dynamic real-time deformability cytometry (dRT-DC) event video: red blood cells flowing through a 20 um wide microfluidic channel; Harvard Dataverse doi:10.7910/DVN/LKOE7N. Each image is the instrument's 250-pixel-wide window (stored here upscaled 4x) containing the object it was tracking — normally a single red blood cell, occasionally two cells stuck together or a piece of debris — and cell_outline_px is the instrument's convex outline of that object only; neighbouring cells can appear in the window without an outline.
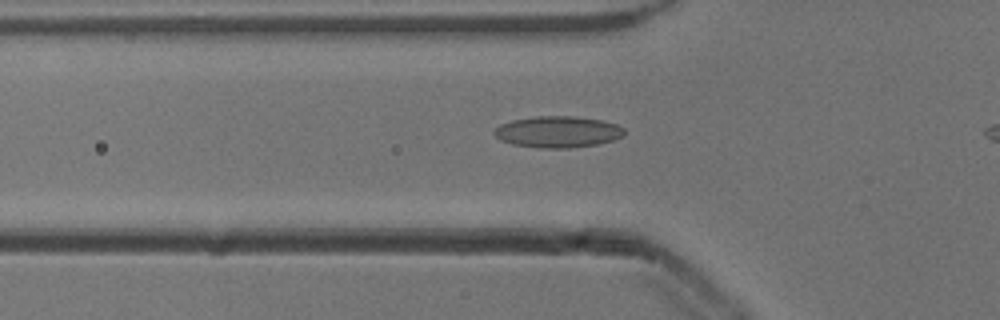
{"species": "common noctule bat (a hibernating species)", "species_latin": "Nyctalus noctula", "temperature_condition": "cold", "stored_images_in_passage": 34, "camera_frame_rate_fps": 3000, "um_per_image_px": 0.085, "animal": {"sex": "male", "body_mass_g": 13.3}, "frame": {"image": 1, "passage_image": 8, "time_ms": 2.333, "image_size_px": [1000, 320], "cell_outline_px": [[624, 136], [612, 140], [596, 144], [568, 148], [540, 148], [512, 144], [500, 140], [492, 132], [500, 124], [512, 120], [532, 116], [576, 116], [604, 120], [616, 124], [624, 128]], "centroid_in_image_um": [47.4, 11.19], "position_along_channel_um": 78.4, "area_um2": 23.93}}
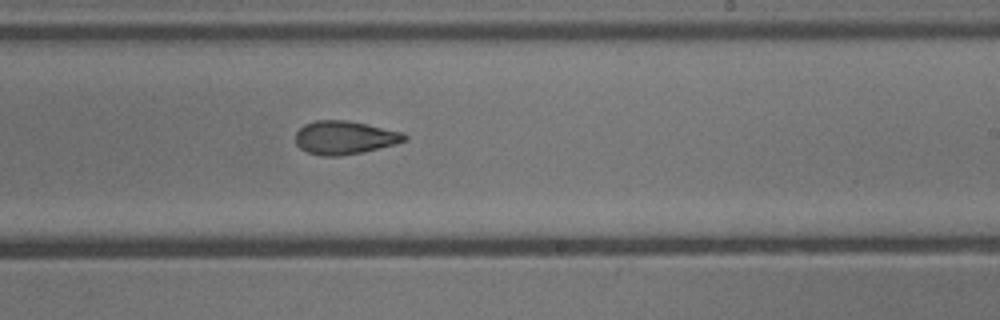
{"frame": {"image": 2, "passage_image": 22, "time_ms": 7.0, "image_size_px": [1000, 320], "cell_outline_px": [[408, 140], [396, 144], [360, 152], [340, 156], [320, 156], [308, 152], [300, 148], [296, 144], [296, 132], [304, 124], [316, 120], [344, 120], [404, 132], [408, 136]], "centroid_in_image_um": [29.29, 11.7], "position_along_channel_um": 259.7, "area_um2": 21.1}}
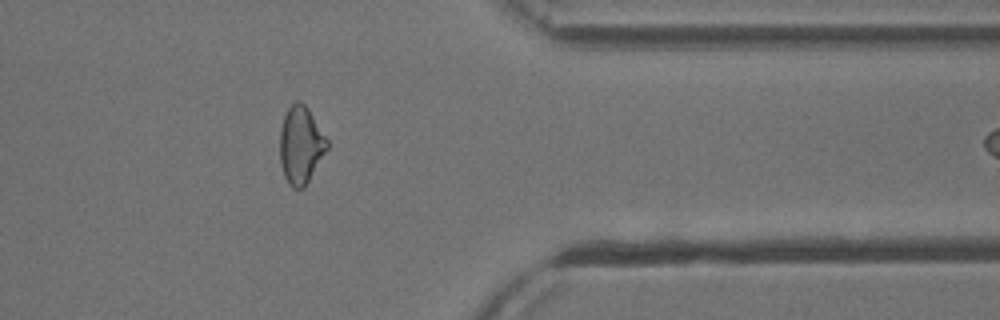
{"frame": {"image": 3, "passage_image": 33, "time_ms": 10.667, "image_size_px": [1000, 320], "cell_outline_px": [[328, 148], [304, 188], [292, 188], [288, 184], [284, 176], [280, 164], [280, 128], [284, 116], [288, 108], [296, 100], [300, 100], [308, 108], [328, 140]], "centroid_in_image_um": [25.55, 12.33], "position_along_channel_um": 385.8, "area_um2": 21.33}}